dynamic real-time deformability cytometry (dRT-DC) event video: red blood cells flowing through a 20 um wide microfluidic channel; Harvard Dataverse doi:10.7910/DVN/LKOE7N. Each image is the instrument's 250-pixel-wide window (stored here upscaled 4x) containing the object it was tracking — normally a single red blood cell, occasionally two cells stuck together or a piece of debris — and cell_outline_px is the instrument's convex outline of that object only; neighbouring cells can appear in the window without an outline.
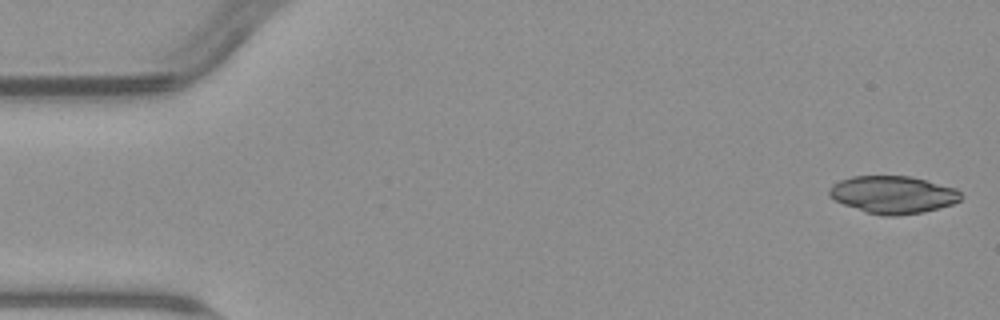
{"species": "common noctule bat (a hibernating species)", "species_latin": "Nyctalus noctula", "temperature_condition": "warm", "stored_images_in_passage": 5, "camera_frame_rate_fps": 3000, "um_per_image_px": 0.085, "animal": {"sex": "male", "body_mass_g": 23.1, "forearm_length_mm": 52.7}, "frame": {"image": 1, "passage_image": 1, "time_ms": 0.0, "image_size_px": [1000, 320], "cell_outline_px": [[964, 196], [960, 200], [952, 204], [940, 208], [924, 212], [896, 216], [884, 216], [868, 212], [844, 204], [828, 196], [828, 188], [832, 184], [840, 180], [852, 176], [908, 176], [956, 188]], "centroid_in_image_um": [75.91, 16.55], "position_along_channel_um": 9.1, "area_um2": 28.73}}